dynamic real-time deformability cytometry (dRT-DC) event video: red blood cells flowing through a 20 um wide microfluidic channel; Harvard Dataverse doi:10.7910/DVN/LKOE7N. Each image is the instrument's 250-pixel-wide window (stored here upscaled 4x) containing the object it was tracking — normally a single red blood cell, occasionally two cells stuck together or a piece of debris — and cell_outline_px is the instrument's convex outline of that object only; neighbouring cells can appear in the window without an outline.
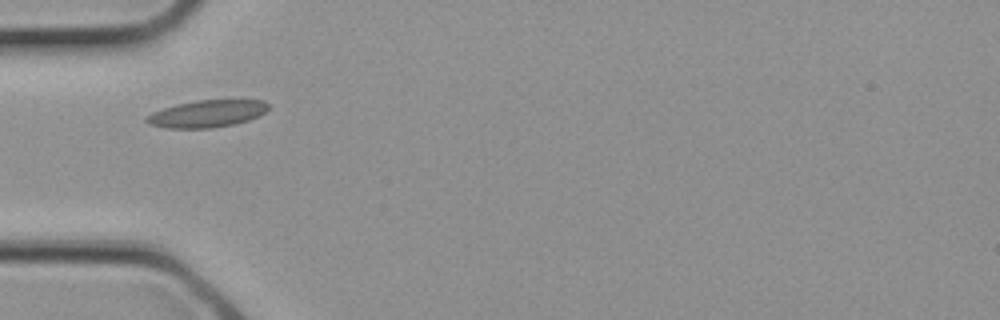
{"species": "common noctule bat (a hibernating species)", "species_latin": "Nyctalus noctula", "temperature_condition": "cold", "stored_images_in_passage": 1, "camera_frame_rate_fps": 3000, "um_per_image_px": 0.085, "animal": {"sex": "female", "body_mass_g": 21.9}, "frame": {"image": 1, "passage_image": 1, "time_ms": 0.0, "image_size_px": [1000, 320], "cell_outline_px": [[268, 108], [264, 112], [248, 120], [232, 124], [212, 128], [164, 128], [148, 124], [144, 120], [144, 116], [152, 112], [176, 104], [196, 100], [264, 100], [268, 104]], "centroid_in_image_um": [17.52, 9.66], "position_along_channel_um": 67.5, "area_um2": 19.25}}